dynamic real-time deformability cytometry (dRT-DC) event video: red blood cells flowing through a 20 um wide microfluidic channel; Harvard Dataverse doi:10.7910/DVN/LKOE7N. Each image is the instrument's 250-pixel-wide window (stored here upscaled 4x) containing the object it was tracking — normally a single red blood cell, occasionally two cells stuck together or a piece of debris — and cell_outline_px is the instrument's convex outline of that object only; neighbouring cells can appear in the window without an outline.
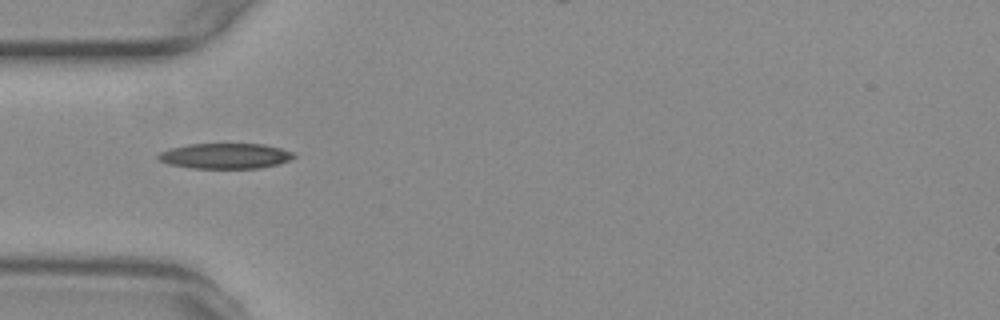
{"species": "common noctule bat (a hibernating species)", "species_latin": "Nyctalus noctula", "temperature_condition": "warm", "stored_images_in_passage": 39, "camera_frame_rate_fps": 3000, "um_per_image_px": 0.085, "animal": {"sex": "female", "body_mass_g": 29.2, "forearm_length_mm": 56.3}, "frame": {"image": 1, "passage_image": 1, "time_ms": 0.0, "image_size_px": [1000, 320], "cell_outline_px": [[296, 156], [288, 160], [276, 164], [260, 168], [192, 168], [168, 164], [160, 160], [156, 156], [160, 152], [172, 148], [188, 144], [264, 144], [280, 148], [292, 152]], "centroid_in_image_um": [19.13, 13.25], "position_along_channel_um": 65.9, "area_um2": 19.88}}
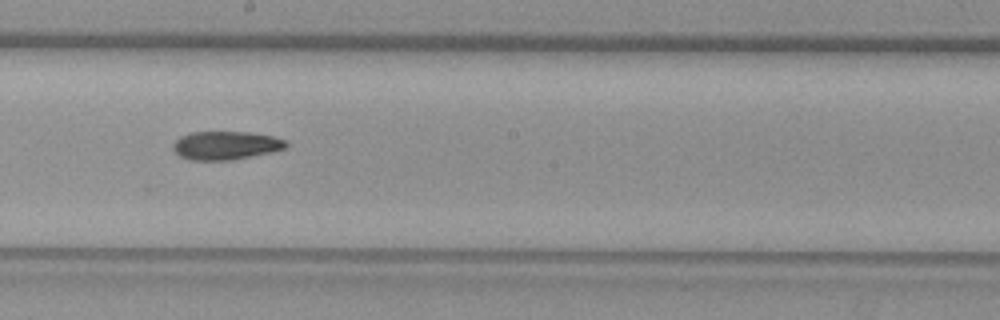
{"frame": {"image": 2, "passage_image": 14, "time_ms": 4.333, "image_size_px": [1000, 320], "cell_outline_px": [[288, 144], [284, 148], [272, 152], [232, 160], [188, 160], [180, 156], [172, 148], [172, 144], [180, 136], [192, 132], [248, 132], [272, 136], [288, 140]], "centroid_in_image_um": [19.18, 12.36], "position_along_channel_um": 229.0, "area_um2": 18.79}}
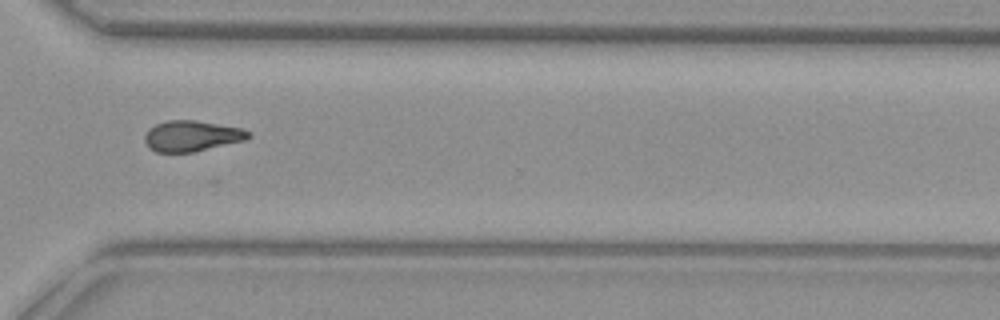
{"frame": {"image": 3, "passage_image": 24, "time_ms": 7.667, "image_size_px": [1000, 320], "cell_outline_px": [[252, 136], [248, 140], [192, 152], [156, 152], [148, 148], [144, 140], [144, 136], [148, 128], [164, 120], [196, 120], [244, 128], [252, 132]], "centroid_in_image_um": [16.33, 11.55], "position_along_channel_um": 354.3, "area_um2": 19.02}}